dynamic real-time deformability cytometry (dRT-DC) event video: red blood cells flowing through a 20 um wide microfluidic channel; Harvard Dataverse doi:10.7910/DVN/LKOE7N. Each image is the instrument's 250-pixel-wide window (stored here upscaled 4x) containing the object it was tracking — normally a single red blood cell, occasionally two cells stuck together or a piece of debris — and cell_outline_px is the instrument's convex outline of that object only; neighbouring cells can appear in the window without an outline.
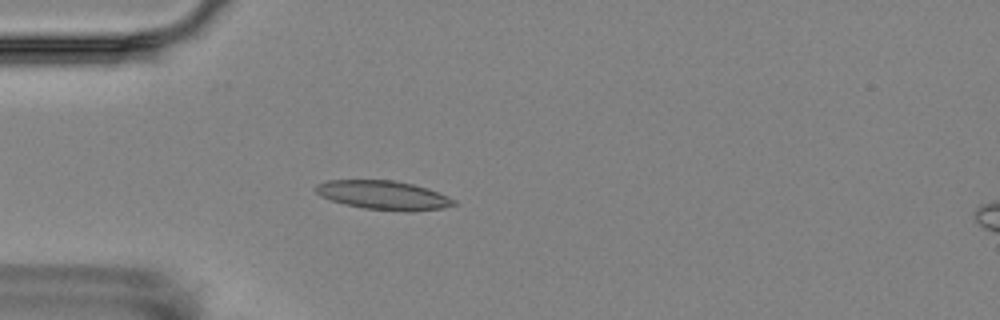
{"species": "Egyptian fruit bat (a non-hibernating species)", "species_latin": "Rousettus aegyptiacus", "temperature_condition": "room temperature", "stored_images_in_passage": 5, "camera_frame_rate_fps": 3000, "um_per_image_px": 0.085, "animal": {"sex": "female"}, "frame": {"image": 1, "passage_image": 5, "time_ms": 4.667, "image_size_px": [1000, 320], "cell_outline_px": [[456, 204], [444, 208], [412, 212], [364, 208], [344, 204], [320, 196], [312, 188], [316, 184], [328, 180], [392, 180], [412, 184], [428, 188], [448, 196], [456, 200]], "centroid_in_image_um": [32.59, 16.59], "position_along_channel_um": 52.4, "area_um2": 23.41}}